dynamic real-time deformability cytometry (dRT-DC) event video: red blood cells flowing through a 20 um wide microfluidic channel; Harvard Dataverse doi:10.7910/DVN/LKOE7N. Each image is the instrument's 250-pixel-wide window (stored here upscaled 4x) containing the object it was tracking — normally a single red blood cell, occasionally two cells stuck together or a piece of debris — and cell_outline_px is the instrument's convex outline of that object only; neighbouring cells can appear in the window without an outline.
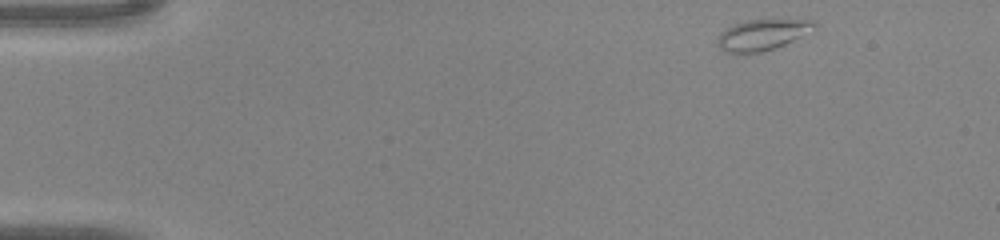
{"species": "common noctule bat (a hibernating species)", "species_latin": "Nyctalus noctula", "temperature_condition": "warm", "stored_images_in_passage": 42, "camera_frame_rate_fps": 3000, "um_per_image_px": 0.085, "animal": {"sex": "male", "body_mass_g": 20.0, "forearm_length_mm": 53.3}, "frame": {"image": 1, "passage_image": 1, "time_ms": 0.0, "image_size_px": [1000, 240], "cell_outline_px": [[816, 28], [784, 44], [760, 52], [728, 52], [720, 48], [720, 32], [732, 24], [744, 20], [816, 20]], "centroid_in_image_um": [64.81, 2.92], "position_along_channel_um": 20.2, "area_um2": 16.82}}
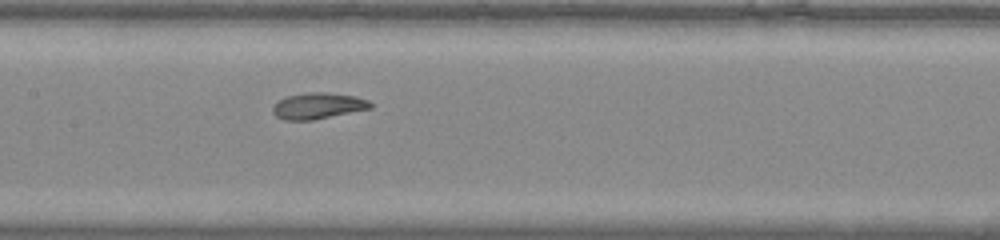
{"frame": {"image": 2, "passage_image": 19, "time_ms": 6.0, "image_size_px": [1000, 240], "cell_outline_px": [[372, 108], [312, 120], [284, 120], [276, 116], [272, 112], [272, 108], [280, 100], [288, 96], [308, 92], [324, 92], [352, 96], [368, 100], [372, 104]], "centroid_in_image_um": [27.02, 9.0], "position_along_channel_um": 180.4, "area_um2": 14.62}}
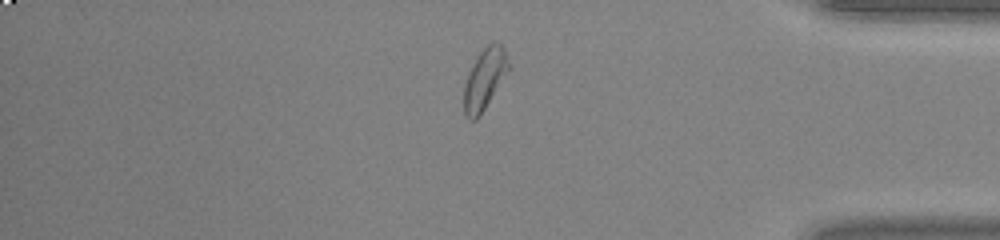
{"frame": {"image": 3, "passage_image": 35, "time_ms": 11.333, "image_size_px": [1000, 240], "cell_outline_px": [[508, 68], [480, 116], [476, 120], [468, 120], [464, 116], [464, 84], [468, 72], [476, 56], [492, 40], [496, 40], [504, 48], [508, 60]], "centroid_in_image_um": [41.14, 6.71], "position_along_channel_um": 394.1, "area_um2": 15.61}}